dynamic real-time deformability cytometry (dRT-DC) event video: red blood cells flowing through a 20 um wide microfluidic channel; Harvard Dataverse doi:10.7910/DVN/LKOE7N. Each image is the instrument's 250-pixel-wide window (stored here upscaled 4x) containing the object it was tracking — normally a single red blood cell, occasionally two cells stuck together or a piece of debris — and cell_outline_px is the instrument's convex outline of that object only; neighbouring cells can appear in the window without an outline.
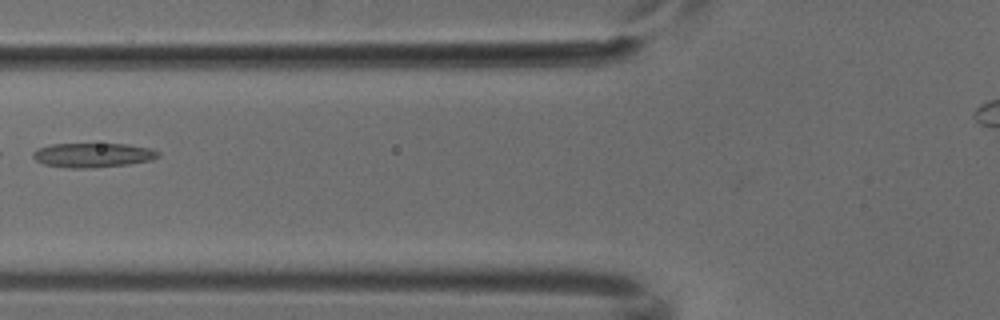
{"species": "common noctule bat (a hibernating species)", "species_latin": "Nyctalus noctula", "temperature_condition": "cold", "stored_images_in_passage": 6, "camera_frame_rate_fps": 3000, "um_per_image_px": 0.085, "animal": {"sex": "male", "body_mass_g": 18.8}, "frame": {"image": 1, "passage_image": 5, "time_ms": 1.333, "image_size_px": [1000, 320], "cell_outline_px": [[160, 156], [152, 160], [128, 164], [96, 168], [68, 168], [44, 164], [36, 160], [32, 156], [32, 152], [36, 148], [52, 144], [128, 144], [152, 148], [160, 152]], "centroid_in_image_um": [7.91, 13.18], "position_along_channel_um": 117.9, "area_um2": 18.03}}
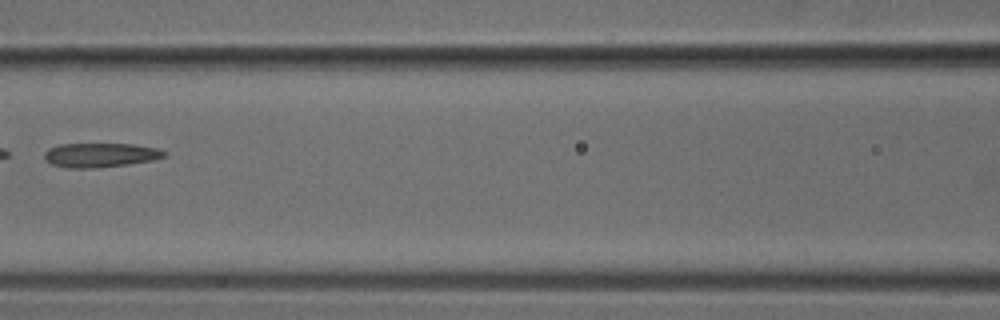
{"frame": {"image": 2, "passage_image": 6, "time_ms": 1.667, "image_size_px": [1000, 320], "cell_outline_px": [[168, 156], [152, 160], [128, 164], [96, 168], [68, 168], [52, 164], [44, 160], [44, 152], [48, 148], [60, 144], [132, 144], [156, 148], [164, 152]], "centroid_in_image_um": [8.49, 13.18], "position_along_channel_um": 158.1, "area_um2": 16.94}}